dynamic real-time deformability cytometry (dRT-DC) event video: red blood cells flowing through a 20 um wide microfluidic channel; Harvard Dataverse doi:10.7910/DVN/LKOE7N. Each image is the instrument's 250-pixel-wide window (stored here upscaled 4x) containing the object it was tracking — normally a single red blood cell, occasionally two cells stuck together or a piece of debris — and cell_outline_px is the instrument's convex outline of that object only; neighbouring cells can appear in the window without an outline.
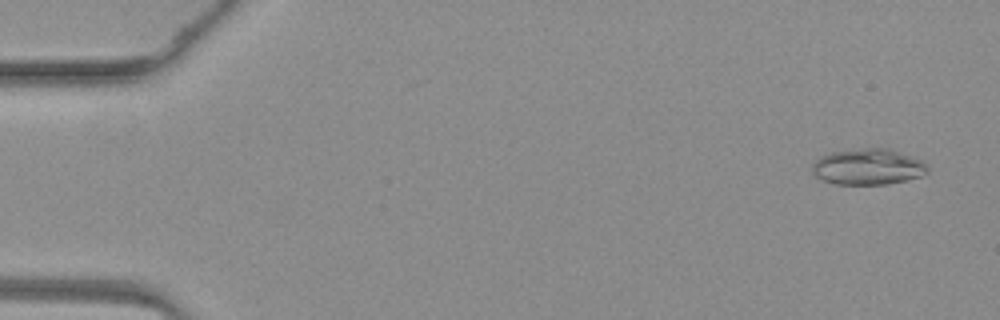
{"species": "common noctule bat (a hibernating species)", "species_latin": "Nyctalus noctula", "temperature_condition": "warm", "stored_images_in_passage": 48, "camera_frame_rate_fps": 3000, "um_per_image_px": 0.085, "animal": {"sex": "female", "body_mass_g": 19.3, "forearm_length_mm": 54.1}, "frame": {"image": 1, "passage_image": 3, "time_ms": 0.667, "image_size_px": [1000, 320], "cell_outline_px": [[928, 172], [920, 176], [908, 180], [888, 184], [836, 184], [820, 180], [812, 172], [812, 164], [820, 156], [832, 152], [864, 148], [892, 148], [912, 156], [920, 160], [928, 168]], "centroid_in_image_um": [73.77, 14.18], "position_along_channel_um": 11.2, "area_um2": 24.33}}
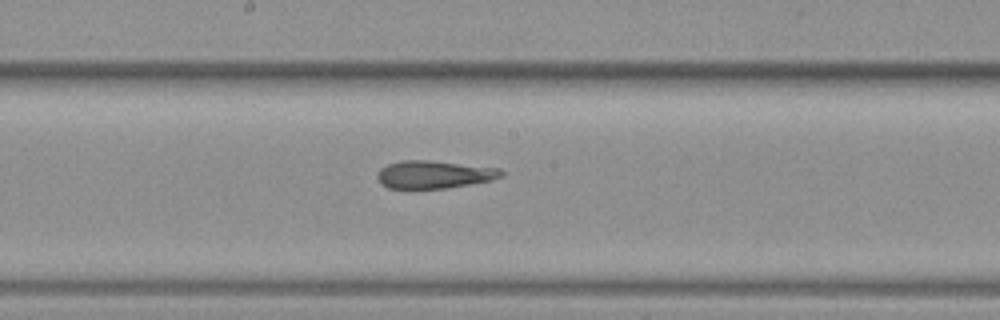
{"frame": {"image": 2, "passage_image": 26, "time_ms": 8.333, "image_size_px": [1000, 320], "cell_outline_px": [[504, 176], [492, 180], [444, 188], [388, 188], [380, 184], [376, 176], [380, 168], [388, 164], [400, 160], [428, 160], [500, 168], [504, 172]], "centroid_in_image_um": [36.88, 14.82], "position_along_channel_um": 211.3, "area_um2": 20.06}}
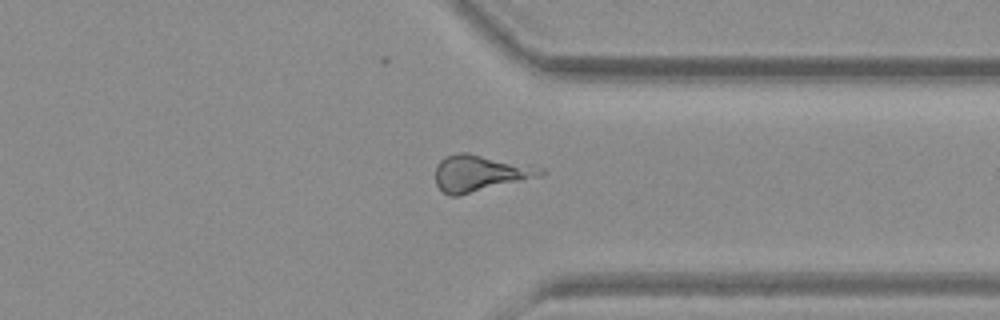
{"frame": {"image": 3, "passage_image": 37, "time_ms": 12.0, "image_size_px": [1000, 320], "cell_outline_px": [[548, 172], [544, 176], [460, 196], [448, 196], [436, 184], [436, 164], [444, 156], [460, 152], [468, 152], [528, 164], [544, 168]], "centroid_in_image_um": [40.86, 14.72], "position_along_channel_um": 370.5, "area_um2": 22.95}}